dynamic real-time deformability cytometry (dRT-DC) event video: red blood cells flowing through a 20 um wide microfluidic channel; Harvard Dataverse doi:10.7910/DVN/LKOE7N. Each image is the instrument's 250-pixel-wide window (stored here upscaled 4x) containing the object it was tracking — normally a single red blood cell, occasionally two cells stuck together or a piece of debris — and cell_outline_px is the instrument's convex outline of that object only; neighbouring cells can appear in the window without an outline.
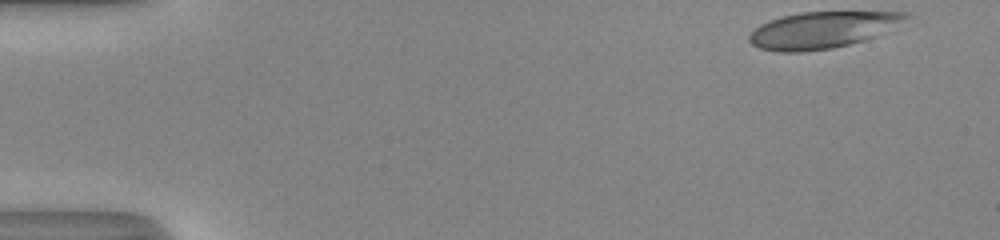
{"species": "human", "species_latin": "Homo sapiens", "temperature_condition": "room temperature", "stored_images_in_passage": 42, "camera_frame_rate_fps": 3000, "um_per_image_px": 0.085, "donor": {"sex": "male"}, "frame": {"image": 1, "passage_image": 1, "time_ms": 0.0, "image_size_px": [1000, 240], "cell_outline_px": [[912, 16], [876, 36], [864, 40], [832, 48], [800, 52], [776, 52], [760, 48], [752, 44], [748, 40], [748, 36], [760, 24], [784, 16], [800, 12], [908, 12]], "centroid_in_image_um": [69.88, 2.55], "position_along_channel_um": 15.1, "area_um2": 33.0}}
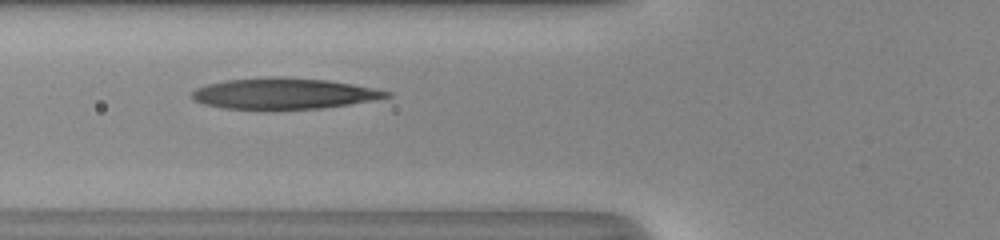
{"frame": {"image": 2, "passage_image": 18, "time_ms": 5.667, "image_size_px": [1000, 240], "cell_outline_px": [[392, 96], [372, 100], [348, 104], [320, 108], [224, 108], [204, 104], [192, 100], [192, 92], [196, 88], [208, 84], [228, 80], [272, 76], [328, 80], [376, 88], [392, 92]], "centroid_in_image_um": [24.14, 7.93], "position_along_channel_um": 101.7, "area_um2": 34.56}}
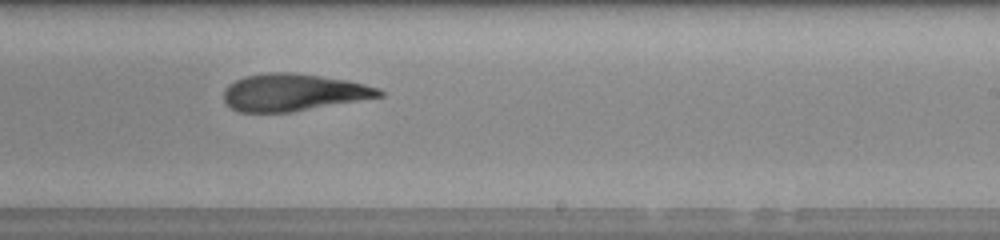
{"frame": {"image": 3, "passage_image": 30, "time_ms": 9.667, "image_size_px": [1000, 240], "cell_outline_px": [[384, 96], [292, 112], [240, 112], [224, 104], [224, 92], [228, 84], [244, 76], [272, 72], [296, 72], [348, 80], [380, 88], [384, 92]], "centroid_in_image_um": [24.94, 7.85], "position_along_channel_um": 264.1, "area_um2": 33.87}, "authors_computed_cell_mechanics": {"area_um2": 34.3621, "velocity_mm_per_s": 4.0585, "shape_relaxation_time_tau1_ms": 8.453, "shape_relaxation_time_tau2_ms": 3.6174, "deformation_change_tau1": 0.2785, "deformation_change_tau2": 0.1296}}